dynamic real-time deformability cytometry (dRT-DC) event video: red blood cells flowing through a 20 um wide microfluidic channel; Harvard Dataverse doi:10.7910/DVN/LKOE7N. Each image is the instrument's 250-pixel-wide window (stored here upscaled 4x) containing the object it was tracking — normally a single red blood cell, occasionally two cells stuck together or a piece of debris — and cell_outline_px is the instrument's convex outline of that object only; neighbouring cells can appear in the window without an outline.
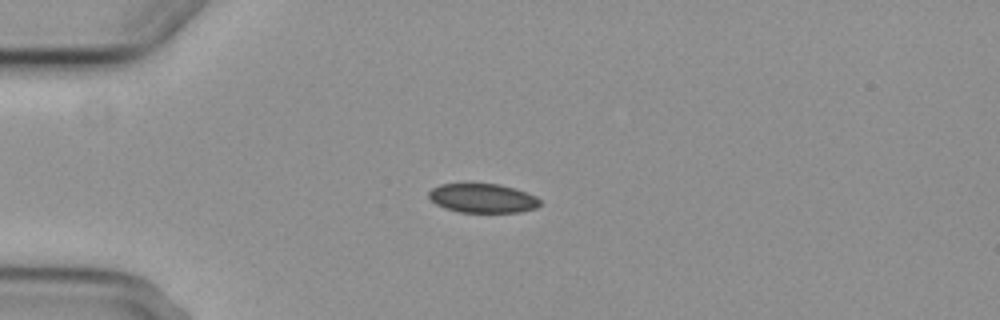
{"species": "common noctule bat (a hibernating species)", "species_latin": "Nyctalus noctula", "temperature_condition": "cold", "stored_images_in_passage": 2, "camera_frame_rate_fps": 3000, "um_per_image_px": 0.085, "animal": {"sex": "female", "body_mass_g": 29.2, "forearm_length_mm": 56.3}, "frame": {"image": 1, "passage_image": 1, "time_ms": 0.0, "image_size_px": [1000, 320], "cell_outline_px": [[540, 204], [536, 208], [520, 212], [460, 212], [444, 208], [436, 204], [428, 196], [428, 192], [432, 188], [440, 184], [500, 184], [516, 188], [536, 196], [540, 200]], "centroid_in_image_um": [41.03, 16.85], "position_along_channel_um": 44.0, "area_um2": 18.9}}